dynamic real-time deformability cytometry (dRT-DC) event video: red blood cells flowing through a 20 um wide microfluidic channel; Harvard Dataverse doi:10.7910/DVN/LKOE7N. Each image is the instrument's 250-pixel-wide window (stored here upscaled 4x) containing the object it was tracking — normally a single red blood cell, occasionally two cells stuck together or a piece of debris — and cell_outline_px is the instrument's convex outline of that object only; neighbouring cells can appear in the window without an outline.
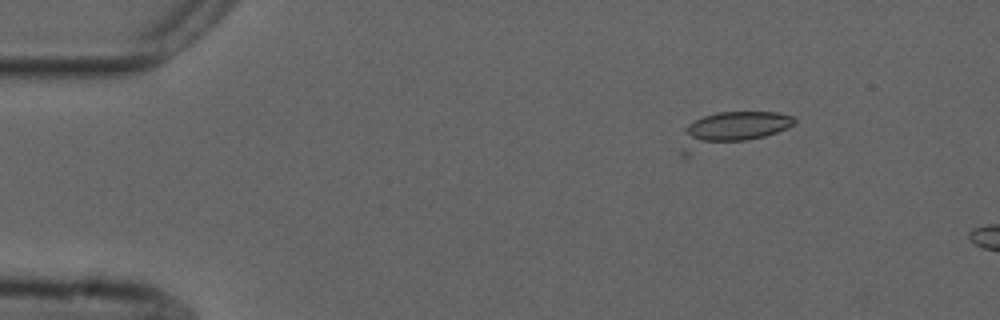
{"species": "common noctule bat (a hibernating species)", "species_latin": "Nyctalus noctula", "temperature_condition": "cold", "stored_images_in_passage": 5, "camera_frame_rate_fps": 3000, "um_per_image_px": 0.085, "animal": {"sex": "male", "forearm_length_mm": 52.5}, "frame": {"image": 1, "passage_image": 1, "time_ms": 0.0, "image_size_px": [1000, 320], "cell_outline_px": [[796, 124], [788, 128], [764, 136], [688, 156], [680, 156], [680, 152], [684, 128], [688, 124], [704, 116], [716, 112], [776, 112], [792, 116], [796, 120]], "centroid_in_image_um": [62.1, 11.03], "position_along_channel_um": 22.9, "area_um2": 22.77}}